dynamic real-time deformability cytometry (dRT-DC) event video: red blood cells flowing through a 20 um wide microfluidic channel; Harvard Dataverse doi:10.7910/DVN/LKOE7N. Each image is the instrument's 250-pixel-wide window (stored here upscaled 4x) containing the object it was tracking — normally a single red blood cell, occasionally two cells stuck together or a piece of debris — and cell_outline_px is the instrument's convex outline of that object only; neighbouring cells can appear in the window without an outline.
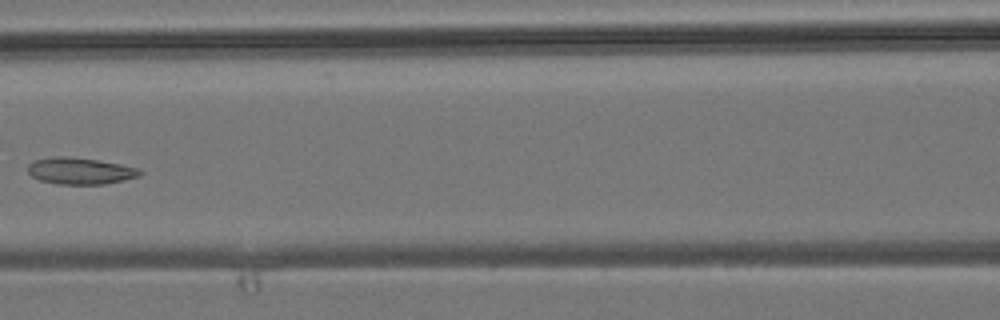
{"species": "common noctule bat (a hibernating species)", "species_latin": "Nyctalus noctula", "temperature_condition": "room temperature", "stored_images_in_passage": 6, "camera_frame_rate_fps": 3000, "um_per_image_px": 0.085, "animal": {"sex": "male", "body_mass_g": 19.2, "forearm_length_mm": 51.8}, "frame": {"image": 1, "passage_image": 5, "time_ms": 4.667, "image_size_px": [1000, 320], "cell_outline_px": [[144, 172], [140, 176], [124, 180], [104, 184], [56, 184], [40, 180], [32, 176], [28, 172], [28, 164], [36, 160], [52, 156], [64, 156], [96, 160], [120, 164], [140, 168]], "centroid_in_image_um": [6.84, 14.53], "position_along_channel_um": 159.8, "area_um2": 17.4}}
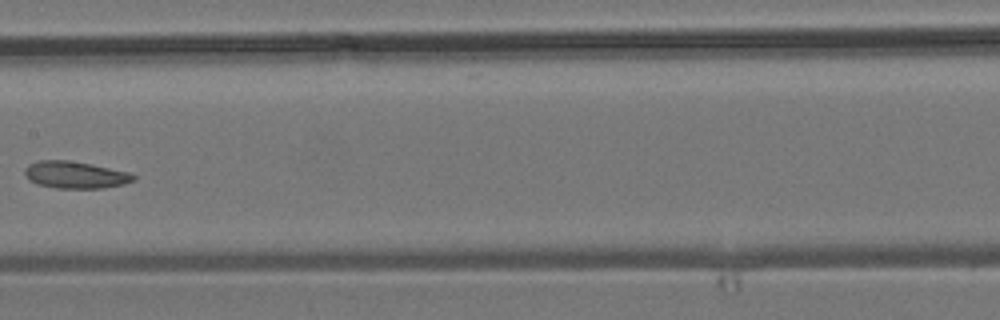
{"frame": {"image": 2, "passage_image": 6, "time_ms": 5.667, "image_size_px": [1000, 320], "cell_outline_px": [[136, 180], [124, 184], [104, 188], [56, 188], [36, 184], [28, 180], [24, 172], [24, 168], [28, 164], [40, 160], [68, 160], [128, 172], [136, 176]], "centroid_in_image_um": [6.36, 14.87], "position_along_channel_um": 201.0, "area_um2": 17.11}}